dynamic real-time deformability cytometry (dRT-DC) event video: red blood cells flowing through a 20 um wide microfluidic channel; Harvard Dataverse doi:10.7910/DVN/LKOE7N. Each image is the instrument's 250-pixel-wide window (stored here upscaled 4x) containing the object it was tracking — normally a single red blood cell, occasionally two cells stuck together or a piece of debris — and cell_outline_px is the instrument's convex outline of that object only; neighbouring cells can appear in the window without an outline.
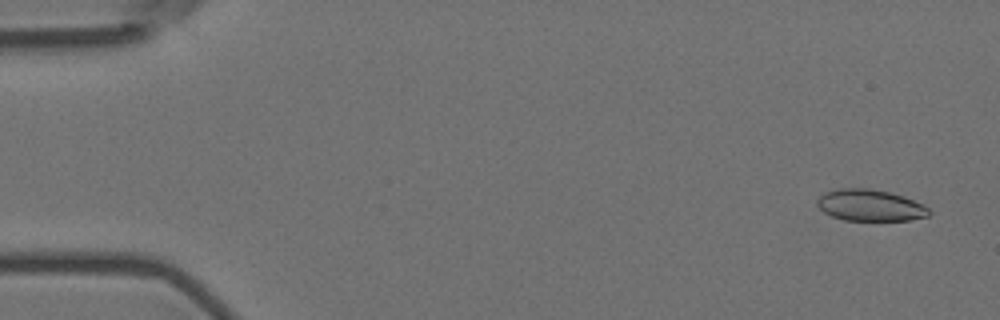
{"species": "Egyptian fruit bat (a non-hibernating species)", "species_latin": "Rousettus aegyptiacus", "temperature_condition": "room temperature", "stored_images_in_passage": 57, "camera_frame_rate_fps": 3000, "um_per_image_px": 0.085, "animal": {"sex": "female"}, "frame": {"image": 1, "passage_image": 3, "time_ms": 0.667, "image_size_px": [1000, 320], "cell_outline_px": [[932, 212], [928, 216], [908, 220], [844, 220], [832, 216], [824, 212], [816, 204], [816, 200], [824, 192], [836, 188], [868, 188], [888, 192], [904, 196], [924, 204]], "centroid_in_image_um": [73.95, 17.44], "position_along_channel_um": 11.0, "area_um2": 20.63}}
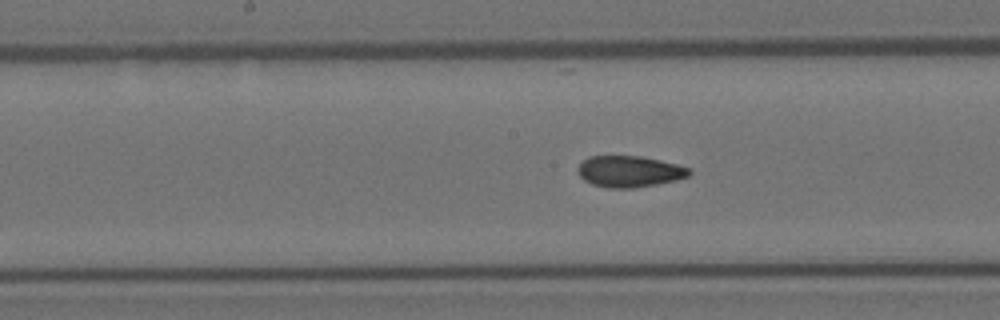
{"frame": {"image": 2, "passage_image": 29, "time_ms": 9.333, "image_size_px": [1000, 320], "cell_outline_px": [[692, 172], [688, 176], [676, 180], [656, 184], [632, 188], [608, 188], [592, 184], [584, 180], [576, 172], [576, 168], [588, 156], [640, 156], [660, 160], [692, 168]], "centroid_in_image_um": [53.49, 14.57], "position_along_channel_um": 194.7, "area_um2": 20.4}}
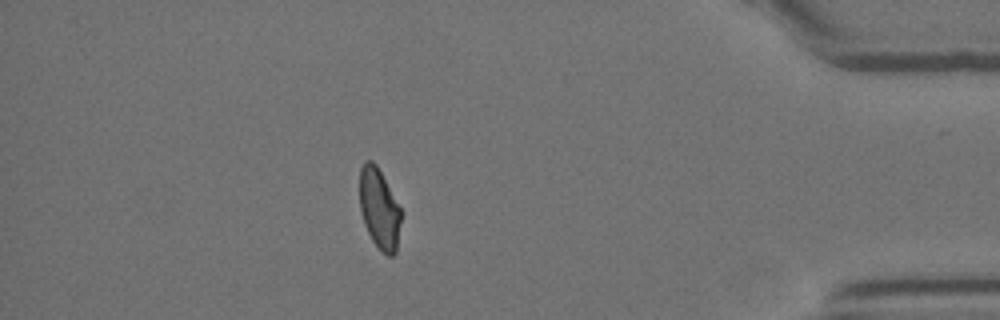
{"frame": {"image": 3, "passage_image": 50, "time_ms": 16.333, "image_size_px": [1000, 320], "cell_outline_px": [[400, 220], [396, 252], [392, 256], [388, 256], [372, 240], [364, 224], [360, 208], [360, 168], [364, 160], [372, 160], [376, 164], [400, 208]], "centroid_in_image_um": [32.21, 17.71], "position_along_channel_um": 403.0, "area_um2": 18.96}, "authors_computed_cell_mechanics": {"area_um2": 20.6346, "velocity_mm_per_s": 3.5978, "shape_relaxation_time_tau1_ms": null, "shape_relaxation_time_tau2_ms": 2.5096, "deformation_change_tau1": null, "deformation_change_tau2": 0.0753}}